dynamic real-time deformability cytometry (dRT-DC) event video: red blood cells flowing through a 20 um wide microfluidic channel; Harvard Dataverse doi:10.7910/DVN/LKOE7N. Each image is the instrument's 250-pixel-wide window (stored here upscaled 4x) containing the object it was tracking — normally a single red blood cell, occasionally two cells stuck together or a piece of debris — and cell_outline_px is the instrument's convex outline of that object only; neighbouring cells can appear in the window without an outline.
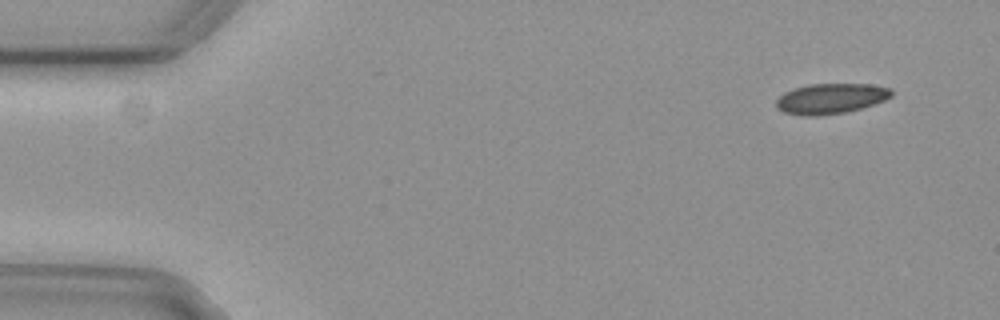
{"species": "common noctule bat (a hibernating species)", "species_latin": "Nyctalus noctula", "temperature_condition": "cold", "stored_images_in_passage": 53, "camera_frame_rate_fps": 3000, "um_per_image_px": 0.085, "animal": {"sex": "female", "body_mass_g": 29.2, "forearm_length_mm": 56.3}, "frame": {"image": 1, "passage_image": 2, "time_ms": 0.333, "image_size_px": [1000, 320], "cell_outline_px": [[892, 96], [884, 100], [860, 108], [844, 112], [812, 116], [808, 116], [784, 112], [776, 108], [776, 100], [784, 92], [808, 84], [868, 84], [892, 88]], "centroid_in_image_um": [70.6, 8.37], "position_along_channel_um": 14.4, "area_um2": 20.11}}
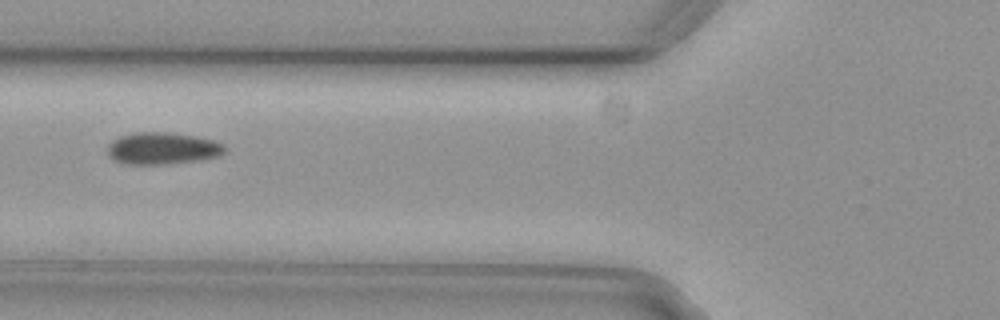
{"frame": {"image": 2, "passage_image": 19, "time_ms": 6.0, "image_size_px": [1000, 320], "cell_outline_px": [[224, 152], [220, 156], [200, 160], [164, 164], [128, 164], [116, 160], [108, 152], [108, 144], [112, 140], [120, 136], [136, 132], [164, 132], [196, 136], [212, 140], [224, 144]], "centroid_in_image_um": [13.83, 12.6], "position_along_channel_um": 112.0, "area_um2": 21.62}}
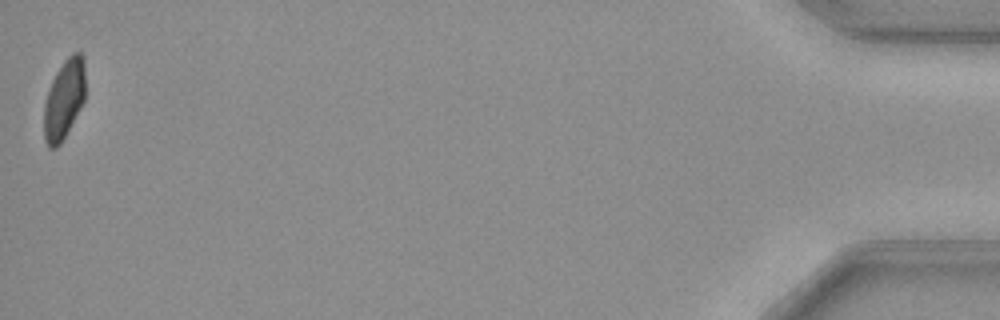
{"frame": {"image": 3, "passage_image": 53, "time_ms": 17.333, "image_size_px": [1000, 320], "cell_outline_px": [[84, 100], [80, 108], [60, 144], [56, 148], [48, 148], [44, 140], [44, 104], [52, 80], [56, 72], [64, 60], [72, 52], [80, 52], [84, 60]], "centroid_in_image_um": [5.43, 8.44], "position_along_channel_um": 429.8, "area_um2": 18.96}, "authors_computed_cell_mechanics": {"area_um2": 20.8658, "velocity_mm_per_s": 3.7128, "shape_relaxation_time_tau1_ms": 6.0129, "shape_relaxation_time_tau2_ms": null, "deformation_change_tau1": 0.1021, "deformation_change_tau2": null}}